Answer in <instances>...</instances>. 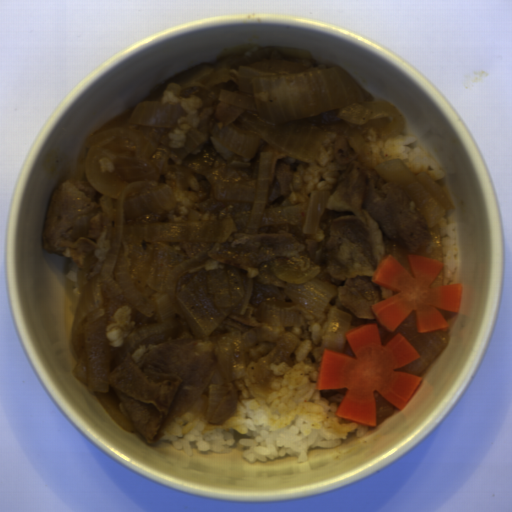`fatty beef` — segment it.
I'll use <instances>...</instances> for the list:
<instances>
[{
    "instance_id": "8fa450e3",
    "label": "fatty beef",
    "mask_w": 512,
    "mask_h": 512,
    "mask_svg": "<svg viewBox=\"0 0 512 512\" xmlns=\"http://www.w3.org/2000/svg\"><path fill=\"white\" fill-rule=\"evenodd\" d=\"M172 79L157 84L144 102L171 103L186 115L174 128L140 127L137 133L169 148L181 145L190 129L206 137L183 159L173 160L163 152L152 156L159 182L170 186L177 202L168 212L146 213L124 223L215 219L229 220L231 226L217 243L150 242L129 247L130 279L154 301L165 294L169 275L179 263L208 254V260L176 280L177 291L199 272L216 270H233L252 287L243 316H231L204 337H193L184 320L174 317L165 332L140 342L119 366L113 362L116 349L155 318H148L121 293L106 300L102 315L78 328L74 376L117 424L151 445L163 442L167 427L185 413L208 412L205 389L216 370L232 384L247 376L253 363L255 375L266 381L277 363L295 365L297 350L316 323L323 345L340 310L353 316L349 331L375 323L382 345L400 334L413 347L428 333H418L414 310L390 332L372 308L398 293L372 281L381 260L391 255L412 275L409 255L426 257L430 240L421 211L374 170L369 138L377 131L323 134L311 162H293L261 139L253 156L241 154L230 151L212 133L229 106L217 100L203 110L202 95L176 97L169 90ZM269 151L265 209L306 207L312 191L330 192L316 234H304L300 226H266L245 234L235 216L248 212L250 204L216 199L217 182L255 185L260 155ZM319 278L336 290L319 316L301 314L296 326L272 324L257 316L263 303L292 307L284 290Z\"/></svg>"
},
{
    "instance_id": "1bbc456c",
    "label": "fatty beef",
    "mask_w": 512,
    "mask_h": 512,
    "mask_svg": "<svg viewBox=\"0 0 512 512\" xmlns=\"http://www.w3.org/2000/svg\"><path fill=\"white\" fill-rule=\"evenodd\" d=\"M102 196L75 172L52 193L41 228V249L72 262L66 279L73 286L75 309L85 284L104 268L109 249Z\"/></svg>"
},
{
    "instance_id": "5ad873be",
    "label": "fatty beef",
    "mask_w": 512,
    "mask_h": 512,
    "mask_svg": "<svg viewBox=\"0 0 512 512\" xmlns=\"http://www.w3.org/2000/svg\"><path fill=\"white\" fill-rule=\"evenodd\" d=\"M373 397H374L376 420L389 417L396 410V408H397L396 406H394L391 402H389L387 399H385L382 395H380L376 391L373 392Z\"/></svg>"
},
{
    "instance_id": "51303b74",
    "label": "fatty beef",
    "mask_w": 512,
    "mask_h": 512,
    "mask_svg": "<svg viewBox=\"0 0 512 512\" xmlns=\"http://www.w3.org/2000/svg\"><path fill=\"white\" fill-rule=\"evenodd\" d=\"M342 354L350 356V357H353V358L356 357L354 352H353V350H352V348H351V346H350V344H349V342H348V339H347V341L345 343L344 350H343Z\"/></svg>"
}]
</instances>
